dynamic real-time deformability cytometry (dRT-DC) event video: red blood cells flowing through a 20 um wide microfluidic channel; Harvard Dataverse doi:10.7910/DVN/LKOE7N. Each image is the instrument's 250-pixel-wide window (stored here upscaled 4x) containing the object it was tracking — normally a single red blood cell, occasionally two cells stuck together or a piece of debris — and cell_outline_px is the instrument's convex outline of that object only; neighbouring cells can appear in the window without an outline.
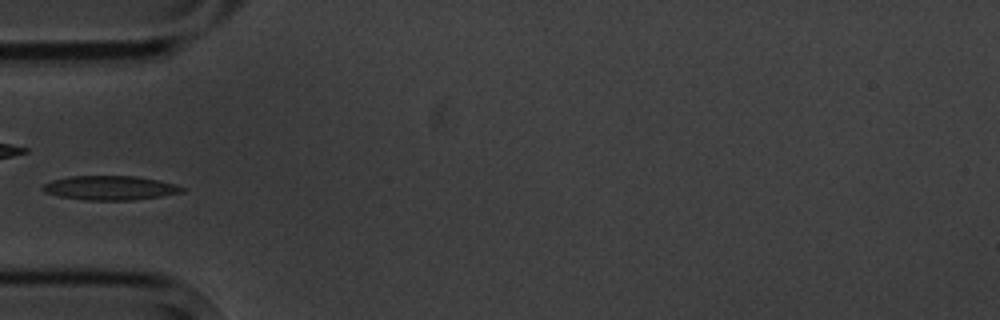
{"species": "common noctule bat (a hibernating species)", "species_latin": "Nyctalus noctula", "temperature_condition": "cold", "stored_images_in_passage": 3, "camera_frame_rate_fps": 3000, "um_per_image_px": 0.085, "animal": {"sex": "male", "body_mass_g": 20.1, "forearm_length_mm": 53.5}, "frame": {"image": 1, "passage_image": 3, "time_ms": 2.333, "image_size_px": [1000, 320], "cell_outline_px": [[188, 188], [184, 192], [160, 196], [132, 200], [88, 200], [60, 196], [44, 192], [40, 188], [44, 184], [52, 180], [68, 176], [136, 176], [160, 180], [176, 184]], "centroid_in_image_um": [9.4, 15.96], "position_along_channel_um": 75.6, "area_um2": 19.77}}